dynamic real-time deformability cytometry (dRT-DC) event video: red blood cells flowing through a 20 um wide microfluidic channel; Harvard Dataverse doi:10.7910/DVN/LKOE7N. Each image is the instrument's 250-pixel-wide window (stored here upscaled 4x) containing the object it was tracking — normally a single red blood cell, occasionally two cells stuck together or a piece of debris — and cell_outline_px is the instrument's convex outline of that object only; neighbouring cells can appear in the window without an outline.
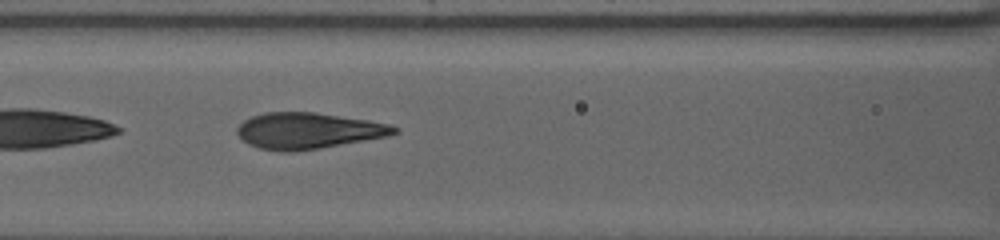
{"species": "human", "species_latin": "Homo sapiens", "temperature_condition": "warm", "stored_images_in_passage": 72, "segment_of_instrument_passage": [2, 2], "camera_frame_rate_fps": 3000, "um_per_image_px": 0.085, "donor": {"sex": "female"}, "frame": {"image": 1, "passage_image": 16, "time_ms": 4.333, "image_size_px": [1000, 240], "cell_outline_px": [[400, 132], [388, 136], [320, 148], [292, 152], [280, 152], [256, 148], [248, 144], [236, 132], [236, 128], [244, 120], [252, 116], [264, 112], [316, 112], [368, 120], [388, 124], [400, 128]], "centroid_in_image_um": [26.18, 11.12], "position_along_channel_um": 140.4, "area_um2": 33.23}}
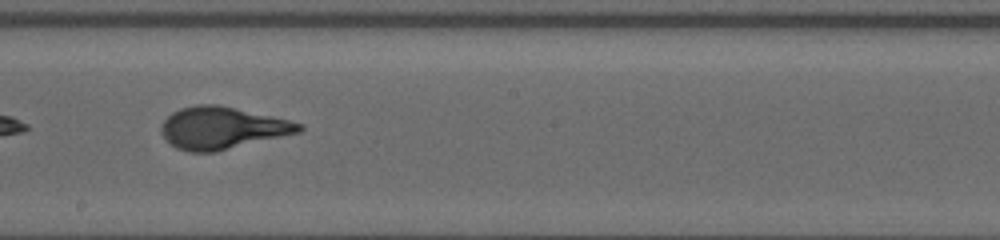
{"frame": {"image": 2, "passage_image": 28, "time_ms": 7.667, "image_size_px": [1000, 240], "cell_outline_px": [[304, 128], [300, 132], [216, 152], [188, 152], [176, 148], [160, 132], [160, 128], [164, 120], [172, 112], [180, 108], [196, 104], [216, 104], [272, 116], [304, 124]], "centroid_in_image_um": [18.87, 10.88], "position_along_channel_um": 229.3, "area_um2": 33.7}}
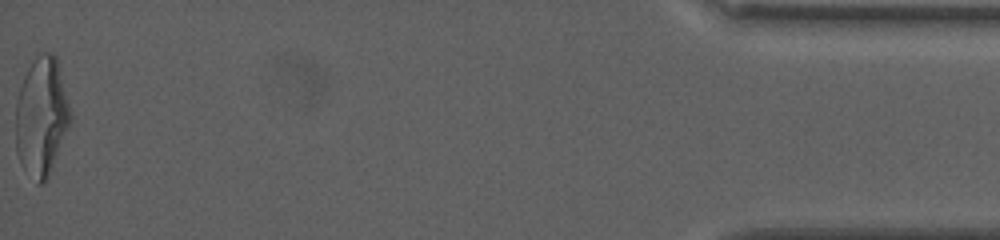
{"frame": {"image": 3, "passage_image": 71, "time_ms": 18.333, "image_size_px": [1000, 240], "cell_outline_px": [[72, 120], [48, 176], [40, 184], [36, 184], [20, 160], [16, 152], [16, 104], [20, 88], [24, 76], [28, 68], [36, 56], [44, 52], [52, 52], [56, 56], [72, 116]], "centroid_in_image_um": [3.53, 9.89], "position_along_channel_um": 431.7, "area_um2": 37.34}}